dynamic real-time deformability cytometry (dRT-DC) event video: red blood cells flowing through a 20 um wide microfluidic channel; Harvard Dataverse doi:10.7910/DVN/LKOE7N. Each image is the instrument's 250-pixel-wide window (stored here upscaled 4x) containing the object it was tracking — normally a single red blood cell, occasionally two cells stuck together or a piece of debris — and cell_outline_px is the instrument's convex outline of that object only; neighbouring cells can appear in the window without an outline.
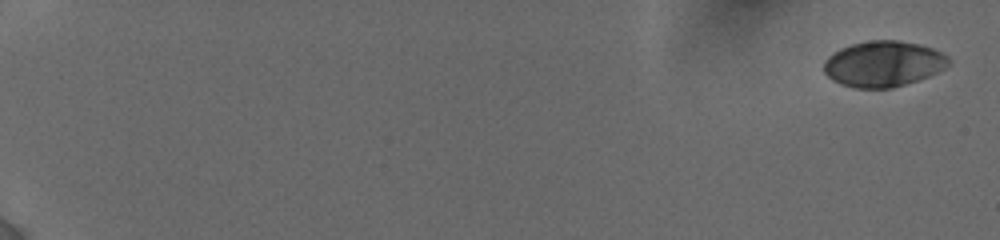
{"species": "human", "species_latin": "Homo sapiens", "temperature_condition": "cold", "stored_images_in_passage": 16, "camera_frame_rate_fps": 3000, "um_per_image_px": 0.085, "donor": {"sex": "female"}, "frame": {"image": 1, "passage_image": 1, "time_ms": 0.0, "image_size_px": [1000, 240], "cell_outline_px": [[948, 64], [944, 68], [928, 76], [892, 88], [856, 88], [840, 84], [832, 80], [824, 72], [824, 60], [832, 52], [840, 48], [852, 44], [872, 40], [900, 40], [932, 48], [948, 56]], "centroid_in_image_um": [75.03, 5.42], "position_along_channel_um": 10.0, "area_um2": 33.06}}
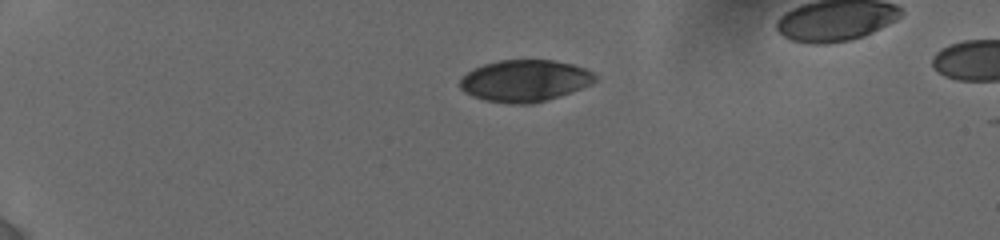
{"frame": {"image": 2, "passage_image": 12, "time_ms": 4.667, "image_size_px": [1000, 240], "cell_outline_px": [[596, 80], [592, 84], [532, 104], [508, 104], [484, 100], [472, 96], [464, 92], [460, 88], [460, 80], [472, 68], [484, 64], [500, 60], [552, 60], [572, 64], [584, 68], [592, 72], [596, 76]], "centroid_in_image_um": [44.57, 6.86], "position_along_channel_um": 40.4, "area_um2": 32.66}}
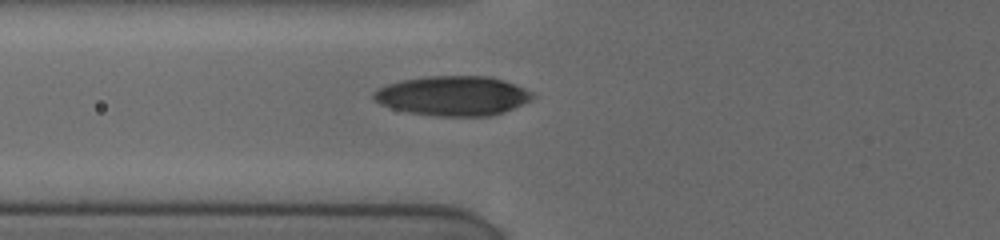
{"frame": {"image": 3, "passage_image": 16, "time_ms": 7.667, "image_size_px": [1000, 240], "cell_outline_px": [[536, 96], [532, 100], [504, 112], [492, 116], [436, 116], [408, 112], [392, 108], [380, 104], [372, 96], [372, 92], [376, 88], [388, 84], [404, 80], [428, 76], [488, 76], [504, 80], [524, 88], [532, 92]], "centroid_in_image_um": [38.51, 8.15], "position_along_channel_um": 87.3, "area_um2": 36.76}}